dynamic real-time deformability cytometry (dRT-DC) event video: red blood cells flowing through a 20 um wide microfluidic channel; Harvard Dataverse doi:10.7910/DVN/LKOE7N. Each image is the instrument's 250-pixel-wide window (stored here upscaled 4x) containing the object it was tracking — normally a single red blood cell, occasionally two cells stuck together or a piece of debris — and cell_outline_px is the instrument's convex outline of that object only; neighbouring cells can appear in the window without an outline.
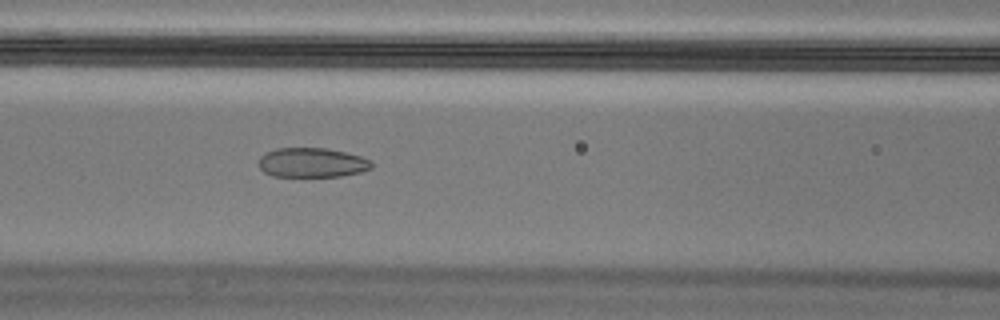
{"species": "Egyptian fruit bat (a non-hibernating species)", "species_latin": "Rousettus aegyptiacus", "temperature_condition": "cold", "stored_images_in_passage": 57, "camera_frame_rate_fps": 3000, "um_per_image_px": 0.085, "animal": {"sex": "male"}, "frame": {"image": 1, "passage_image": 25, "time_ms": 8.0, "image_size_px": [1000, 320], "cell_outline_px": [[372, 168], [360, 172], [340, 176], [272, 176], [264, 172], [256, 164], [260, 156], [264, 152], [276, 148], [328, 148], [360, 156], [368, 160], [372, 164]], "centroid_in_image_um": [26.45, 13.81], "position_along_channel_um": 140.2, "area_um2": 19.48}}
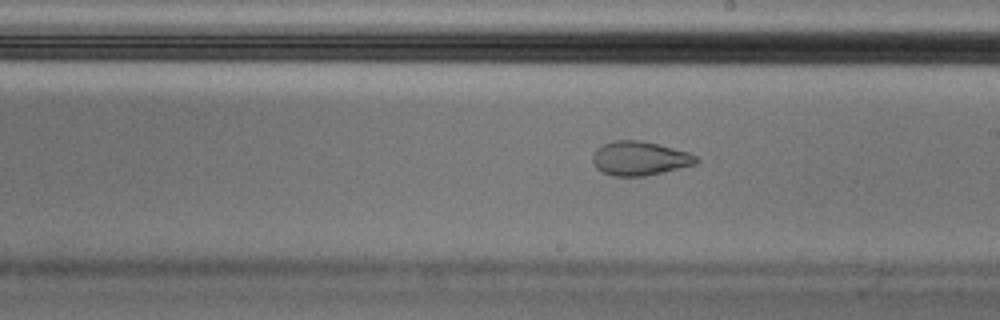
{"frame": {"image": 2, "passage_image": 33, "time_ms": 10.667, "image_size_px": [1000, 320], "cell_outline_px": [[700, 160], [696, 164], [644, 176], [612, 176], [596, 168], [592, 160], [592, 156], [596, 148], [612, 140], [640, 140], [688, 152], [696, 156]], "centroid_in_image_um": [54.34, 13.46], "position_along_channel_um": 234.7, "area_um2": 20.4}, "authors_computed_cell_mechanics": {"area_um2": 21.1548, "velocity_mm_per_s": 3.5471, "shape_relaxation_time_tau1_ms": null, "shape_relaxation_time_tau2_ms": 1.3751, "deformation_change_tau1": null, "deformation_change_tau2": 0.0665}}